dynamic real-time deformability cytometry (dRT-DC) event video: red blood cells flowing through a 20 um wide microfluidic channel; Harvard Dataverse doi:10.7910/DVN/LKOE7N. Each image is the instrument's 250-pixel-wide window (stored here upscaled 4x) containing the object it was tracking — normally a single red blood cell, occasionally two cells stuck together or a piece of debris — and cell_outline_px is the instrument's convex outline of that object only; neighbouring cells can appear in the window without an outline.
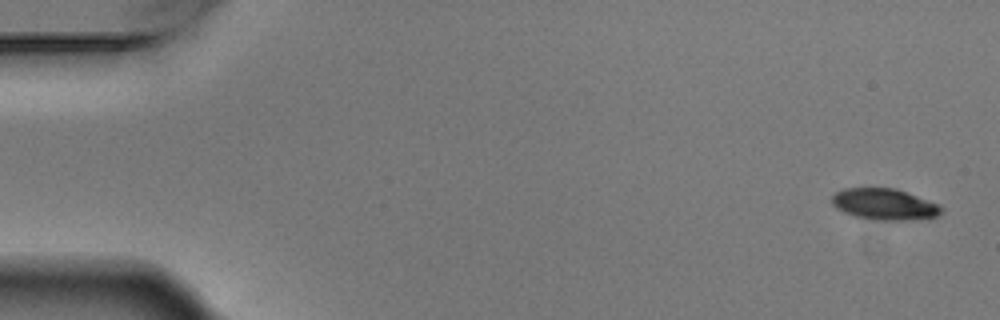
{"species": "Egyptian fruit bat (a non-hibernating species)", "species_latin": "Rousettus aegyptiacus", "temperature_condition": "warm", "stored_images_in_passage": 5, "camera_frame_rate_fps": 3000, "um_per_image_px": 0.085, "animal": {"sex": "male"}, "frame": {"image": 1, "passage_image": 1, "time_ms": 0.0, "image_size_px": [1000, 320], "cell_outline_px": [[944, 212], [928, 220], [872, 220], [856, 216], [844, 212], [836, 208], [832, 204], [832, 196], [836, 192], [844, 188], [896, 188], [940, 204], [944, 208]], "centroid_in_image_um": [75.25, 17.38], "position_along_channel_um": 9.8, "area_um2": 20.35}}
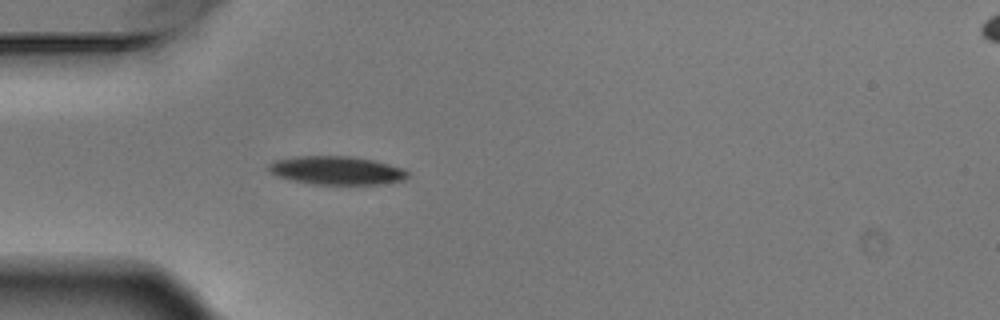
{"frame": {"image": 2, "passage_image": 5, "time_ms": 1.333, "image_size_px": [1000, 320], "cell_outline_px": [[408, 176], [404, 180], [384, 184], [312, 184], [292, 180], [276, 176], [268, 168], [268, 164], [276, 160], [296, 156], [348, 156], [372, 160], [404, 168], [408, 172]], "centroid_in_image_um": [28.62, 14.49], "position_along_channel_um": 56.4, "area_um2": 22.95}}